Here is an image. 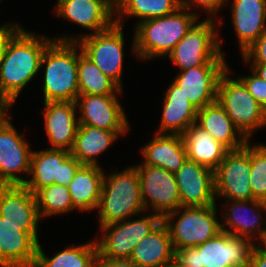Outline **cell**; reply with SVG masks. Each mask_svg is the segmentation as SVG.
Returning <instances> with one entry per match:
<instances>
[{"mask_svg": "<svg viewBox=\"0 0 266 267\" xmlns=\"http://www.w3.org/2000/svg\"><path fill=\"white\" fill-rule=\"evenodd\" d=\"M34 195L40 219L78 210L72 204L68 186L52 184L40 188Z\"/></svg>", "mask_w": 266, "mask_h": 267, "instance_id": "836d02e7", "label": "cell"}, {"mask_svg": "<svg viewBox=\"0 0 266 267\" xmlns=\"http://www.w3.org/2000/svg\"><path fill=\"white\" fill-rule=\"evenodd\" d=\"M99 226H105L145 212L139 174L134 166L106 175L98 204Z\"/></svg>", "mask_w": 266, "mask_h": 267, "instance_id": "277c9868", "label": "cell"}, {"mask_svg": "<svg viewBox=\"0 0 266 267\" xmlns=\"http://www.w3.org/2000/svg\"><path fill=\"white\" fill-rule=\"evenodd\" d=\"M53 40L23 27L10 39L0 62V100L9 109L40 71L43 53Z\"/></svg>", "mask_w": 266, "mask_h": 267, "instance_id": "6da1fadb", "label": "cell"}, {"mask_svg": "<svg viewBox=\"0 0 266 267\" xmlns=\"http://www.w3.org/2000/svg\"><path fill=\"white\" fill-rule=\"evenodd\" d=\"M229 67L221 75L216 101L225 109L241 134L251 141L252 133L266 126V110L239 79L230 78Z\"/></svg>", "mask_w": 266, "mask_h": 267, "instance_id": "ba28073f", "label": "cell"}, {"mask_svg": "<svg viewBox=\"0 0 266 267\" xmlns=\"http://www.w3.org/2000/svg\"><path fill=\"white\" fill-rule=\"evenodd\" d=\"M123 26L114 23L110 28L99 33H87L71 37L64 34L57 41H76L82 52L94 64L122 88V70L124 56Z\"/></svg>", "mask_w": 266, "mask_h": 267, "instance_id": "9c48e42d", "label": "cell"}, {"mask_svg": "<svg viewBox=\"0 0 266 267\" xmlns=\"http://www.w3.org/2000/svg\"><path fill=\"white\" fill-rule=\"evenodd\" d=\"M39 225H17L0 216V267H33Z\"/></svg>", "mask_w": 266, "mask_h": 267, "instance_id": "9a60e30c", "label": "cell"}, {"mask_svg": "<svg viewBox=\"0 0 266 267\" xmlns=\"http://www.w3.org/2000/svg\"><path fill=\"white\" fill-rule=\"evenodd\" d=\"M78 87L79 94L122 95V88L109 76L105 75L81 50L78 52Z\"/></svg>", "mask_w": 266, "mask_h": 267, "instance_id": "1f68e13d", "label": "cell"}, {"mask_svg": "<svg viewBox=\"0 0 266 267\" xmlns=\"http://www.w3.org/2000/svg\"><path fill=\"white\" fill-rule=\"evenodd\" d=\"M151 213L140 219L100 226L102 237L95 238L98 259H130L135 246L162 222L160 215Z\"/></svg>", "mask_w": 266, "mask_h": 267, "instance_id": "30bf717a", "label": "cell"}, {"mask_svg": "<svg viewBox=\"0 0 266 267\" xmlns=\"http://www.w3.org/2000/svg\"><path fill=\"white\" fill-rule=\"evenodd\" d=\"M126 133L128 131H108L90 125H79L70 154L82 165L100 166L97 162L98 155Z\"/></svg>", "mask_w": 266, "mask_h": 267, "instance_id": "83f0119b", "label": "cell"}, {"mask_svg": "<svg viewBox=\"0 0 266 267\" xmlns=\"http://www.w3.org/2000/svg\"><path fill=\"white\" fill-rule=\"evenodd\" d=\"M231 22L241 54L266 31V0L231 1Z\"/></svg>", "mask_w": 266, "mask_h": 267, "instance_id": "7402d4cb", "label": "cell"}, {"mask_svg": "<svg viewBox=\"0 0 266 267\" xmlns=\"http://www.w3.org/2000/svg\"><path fill=\"white\" fill-rule=\"evenodd\" d=\"M251 142L229 151L214 171L215 197L225 200L254 199L250 185Z\"/></svg>", "mask_w": 266, "mask_h": 267, "instance_id": "7c38bea8", "label": "cell"}, {"mask_svg": "<svg viewBox=\"0 0 266 267\" xmlns=\"http://www.w3.org/2000/svg\"><path fill=\"white\" fill-rule=\"evenodd\" d=\"M22 28L19 24L5 23L0 26V62L5 54L10 39Z\"/></svg>", "mask_w": 266, "mask_h": 267, "instance_id": "f35d334b", "label": "cell"}, {"mask_svg": "<svg viewBox=\"0 0 266 267\" xmlns=\"http://www.w3.org/2000/svg\"><path fill=\"white\" fill-rule=\"evenodd\" d=\"M251 76L238 77L247 87L248 92L266 110V81L251 70Z\"/></svg>", "mask_w": 266, "mask_h": 267, "instance_id": "d590c367", "label": "cell"}, {"mask_svg": "<svg viewBox=\"0 0 266 267\" xmlns=\"http://www.w3.org/2000/svg\"><path fill=\"white\" fill-rule=\"evenodd\" d=\"M116 95L79 94L76 99L80 125H90L108 131H128L129 120Z\"/></svg>", "mask_w": 266, "mask_h": 267, "instance_id": "2e32d148", "label": "cell"}, {"mask_svg": "<svg viewBox=\"0 0 266 267\" xmlns=\"http://www.w3.org/2000/svg\"><path fill=\"white\" fill-rule=\"evenodd\" d=\"M249 267H266V255L257 246L252 249L250 254Z\"/></svg>", "mask_w": 266, "mask_h": 267, "instance_id": "60d3db41", "label": "cell"}, {"mask_svg": "<svg viewBox=\"0 0 266 267\" xmlns=\"http://www.w3.org/2000/svg\"><path fill=\"white\" fill-rule=\"evenodd\" d=\"M196 124L229 151L239 150L248 142L217 101L198 110Z\"/></svg>", "mask_w": 266, "mask_h": 267, "instance_id": "d4e9b609", "label": "cell"}, {"mask_svg": "<svg viewBox=\"0 0 266 267\" xmlns=\"http://www.w3.org/2000/svg\"><path fill=\"white\" fill-rule=\"evenodd\" d=\"M141 184V200L145 211L152 208L153 213L162 218L182 207L179 190L173 173L162 167L138 164Z\"/></svg>", "mask_w": 266, "mask_h": 267, "instance_id": "5bb4252c", "label": "cell"}, {"mask_svg": "<svg viewBox=\"0 0 266 267\" xmlns=\"http://www.w3.org/2000/svg\"><path fill=\"white\" fill-rule=\"evenodd\" d=\"M228 65H201L180 71L173 80L199 110L216 102L218 83Z\"/></svg>", "mask_w": 266, "mask_h": 267, "instance_id": "d6986e66", "label": "cell"}, {"mask_svg": "<svg viewBox=\"0 0 266 267\" xmlns=\"http://www.w3.org/2000/svg\"><path fill=\"white\" fill-rule=\"evenodd\" d=\"M97 260L95 240L77 246L70 245L51 258L45 255L39 243L33 267H97Z\"/></svg>", "mask_w": 266, "mask_h": 267, "instance_id": "4dcf8cb0", "label": "cell"}, {"mask_svg": "<svg viewBox=\"0 0 266 267\" xmlns=\"http://www.w3.org/2000/svg\"><path fill=\"white\" fill-rule=\"evenodd\" d=\"M78 51L76 41L53 40L43 53L40 67L43 76L44 102H75L79 96Z\"/></svg>", "mask_w": 266, "mask_h": 267, "instance_id": "3957f363", "label": "cell"}, {"mask_svg": "<svg viewBox=\"0 0 266 267\" xmlns=\"http://www.w3.org/2000/svg\"><path fill=\"white\" fill-rule=\"evenodd\" d=\"M187 158L213 171L217 169L229 150L217 142L208 132L196 123L182 134Z\"/></svg>", "mask_w": 266, "mask_h": 267, "instance_id": "f546056e", "label": "cell"}, {"mask_svg": "<svg viewBox=\"0 0 266 267\" xmlns=\"http://www.w3.org/2000/svg\"><path fill=\"white\" fill-rule=\"evenodd\" d=\"M161 123L156 133L183 134L196 123L198 109L181 92L174 82L165 91Z\"/></svg>", "mask_w": 266, "mask_h": 267, "instance_id": "484cf974", "label": "cell"}, {"mask_svg": "<svg viewBox=\"0 0 266 267\" xmlns=\"http://www.w3.org/2000/svg\"><path fill=\"white\" fill-rule=\"evenodd\" d=\"M198 18L199 12L180 7L166 16L144 20L135 25L131 51L143 61L167 57Z\"/></svg>", "mask_w": 266, "mask_h": 267, "instance_id": "7a4b0ae2", "label": "cell"}, {"mask_svg": "<svg viewBox=\"0 0 266 267\" xmlns=\"http://www.w3.org/2000/svg\"><path fill=\"white\" fill-rule=\"evenodd\" d=\"M217 212L215 204L180 207L166 214L162 221L168 228L174 251L196 247L220 233L221 223L218 221Z\"/></svg>", "mask_w": 266, "mask_h": 267, "instance_id": "52a82bcc", "label": "cell"}, {"mask_svg": "<svg viewBox=\"0 0 266 267\" xmlns=\"http://www.w3.org/2000/svg\"><path fill=\"white\" fill-rule=\"evenodd\" d=\"M174 257L170 233L162 221L135 246L130 259L139 267H164Z\"/></svg>", "mask_w": 266, "mask_h": 267, "instance_id": "4316f807", "label": "cell"}, {"mask_svg": "<svg viewBox=\"0 0 266 267\" xmlns=\"http://www.w3.org/2000/svg\"><path fill=\"white\" fill-rule=\"evenodd\" d=\"M242 58L246 64H266V31L242 53Z\"/></svg>", "mask_w": 266, "mask_h": 267, "instance_id": "8d00e7d4", "label": "cell"}, {"mask_svg": "<svg viewBox=\"0 0 266 267\" xmlns=\"http://www.w3.org/2000/svg\"><path fill=\"white\" fill-rule=\"evenodd\" d=\"M260 242H261L260 244H262L263 246L262 247H261V245L258 246L259 244H256V246L263 254L266 255V236L264 238H262L260 240Z\"/></svg>", "mask_w": 266, "mask_h": 267, "instance_id": "ee69618b", "label": "cell"}, {"mask_svg": "<svg viewBox=\"0 0 266 267\" xmlns=\"http://www.w3.org/2000/svg\"><path fill=\"white\" fill-rule=\"evenodd\" d=\"M256 246L249 239L224 231L196 247L175 251V258L186 267H249Z\"/></svg>", "mask_w": 266, "mask_h": 267, "instance_id": "5b68a950", "label": "cell"}, {"mask_svg": "<svg viewBox=\"0 0 266 267\" xmlns=\"http://www.w3.org/2000/svg\"><path fill=\"white\" fill-rule=\"evenodd\" d=\"M0 216L17 225H38L35 195L24 185H0Z\"/></svg>", "mask_w": 266, "mask_h": 267, "instance_id": "cb8c5ba5", "label": "cell"}, {"mask_svg": "<svg viewBox=\"0 0 266 267\" xmlns=\"http://www.w3.org/2000/svg\"><path fill=\"white\" fill-rule=\"evenodd\" d=\"M174 176L182 207L216 204L213 170L187 159Z\"/></svg>", "mask_w": 266, "mask_h": 267, "instance_id": "ac0fdd59", "label": "cell"}, {"mask_svg": "<svg viewBox=\"0 0 266 267\" xmlns=\"http://www.w3.org/2000/svg\"><path fill=\"white\" fill-rule=\"evenodd\" d=\"M97 267H139L131 259H98Z\"/></svg>", "mask_w": 266, "mask_h": 267, "instance_id": "ab89813d", "label": "cell"}, {"mask_svg": "<svg viewBox=\"0 0 266 267\" xmlns=\"http://www.w3.org/2000/svg\"><path fill=\"white\" fill-rule=\"evenodd\" d=\"M179 8V0H119L115 9V23L124 26L122 19L133 16L139 18L138 24L147 19L166 16Z\"/></svg>", "mask_w": 266, "mask_h": 267, "instance_id": "d6a6232c", "label": "cell"}, {"mask_svg": "<svg viewBox=\"0 0 266 267\" xmlns=\"http://www.w3.org/2000/svg\"><path fill=\"white\" fill-rule=\"evenodd\" d=\"M56 17L76 23L91 32L107 30L115 23V9L106 0H57Z\"/></svg>", "mask_w": 266, "mask_h": 267, "instance_id": "ffe728a7", "label": "cell"}, {"mask_svg": "<svg viewBox=\"0 0 266 267\" xmlns=\"http://www.w3.org/2000/svg\"><path fill=\"white\" fill-rule=\"evenodd\" d=\"M8 115L7 111L0 118V185H23L26 180L19 176L29 174L33 151Z\"/></svg>", "mask_w": 266, "mask_h": 267, "instance_id": "4fadbf2b", "label": "cell"}, {"mask_svg": "<svg viewBox=\"0 0 266 267\" xmlns=\"http://www.w3.org/2000/svg\"><path fill=\"white\" fill-rule=\"evenodd\" d=\"M228 0H179V5L182 8H185L190 11L193 10L192 7L196 6V8H204V10L214 18V15H217L218 11L223 8Z\"/></svg>", "mask_w": 266, "mask_h": 267, "instance_id": "74e56055", "label": "cell"}, {"mask_svg": "<svg viewBox=\"0 0 266 267\" xmlns=\"http://www.w3.org/2000/svg\"><path fill=\"white\" fill-rule=\"evenodd\" d=\"M76 108V102H44L45 132L50 149H72L80 125Z\"/></svg>", "mask_w": 266, "mask_h": 267, "instance_id": "44dd1931", "label": "cell"}, {"mask_svg": "<svg viewBox=\"0 0 266 267\" xmlns=\"http://www.w3.org/2000/svg\"><path fill=\"white\" fill-rule=\"evenodd\" d=\"M249 182L254 199L266 202V144L251 145Z\"/></svg>", "mask_w": 266, "mask_h": 267, "instance_id": "e575fe53", "label": "cell"}, {"mask_svg": "<svg viewBox=\"0 0 266 267\" xmlns=\"http://www.w3.org/2000/svg\"><path fill=\"white\" fill-rule=\"evenodd\" d=\"M8 110H10L1 100H0V118L6 113Z\"/></svg>", "mask_w": 266, "mask_h": 267, "instance_id": "f6af8a7d", "label": "cell"}, {"mask_svg": "<svg viewBox=\"0 0 266 267\" xmlns=\"http://www.w3.org/2000/svg\"><path fill=\"white\" fill-rule=\"evenodd\" d=\"M251 69L255 74H257L261 79L266 81V64H249Z\"/></svg>", "mask_w": 266, "mask_h": 267, "instance_id": "b9f144b4", "label": "cell"}, {"mask_svg": "<svg viewBox=\"0 0 266 267\" xmlns=\"http://www.w3.org/2000/svg\"><path fill=\"white\" fill-rule=\"evenodd\" d=\"M81 166L68 150L49 148L33 151L29 172L31 178L23 185L33 194L52 184L68 186Z\"/></svg>", "mask_w": 266, "mask_h": 267, "instance_id": "8fae6325", "label": "cell"}, {"mask_svg": "<svg viewBox=\"0 0 266 267\" xmlns=\"http://www.w3.org/2000/svg\"><path fill=\"white\" fill-rule=\"evenodd\" d=\"M164 267H186L181 262H179L175 257L167 263Z\"/></svg>", "mask_w": 266, "mask_h": 267, "instance_id": "7bdbcfd3", "label": "cell"}, {"mask_svg": "<svg viewBox=\"0 0 266 267\" xmlns=\"http://www.w3.org/2000/svg\"><path fill=\"white\" fill-rule=\"evenodd\" d=\"M215 18L197 21L176 44L167 58L180 71L201 65H228L221 50V40Z\"/></svg>", "mask_w": 266, "mask_h": 267, "instance_id": "8992f818", "label": "cell"}, {"mask_svg": "<svg viewBox=\"0 0 266 267\" xmlns=\"http://www.w3.org/2000/svg\"><path fill=\"white\" fill-rule=\"evenodd\" d=\"M114 9L119 5V0H106Z\"/></svg>", "mask_w": 266, "mask_h": 267, "instance_id": "bcb514c9", "label": "cell"}, {"mask_svg": "<svg viewBox=\"0 0 266 267\" xmlns=\"http://www.w3.org/2000/svg\"><path fill=\"white\" fill-rule=\"evenodd\" d=\"M102 166L82 165L68 185L72 204L80 211L97 210L104 178Z\"/></svg>", "mask_w": 266, "mask_h": 267, "instance_id": "f1b7e54d", "label": "cell"}, {"mask_svg": "<svg viewBox=\"0 0 266 267\" xmlns=\"http://www.w3.org/2000/svg\"><path fill=\"white\" fill-rule=\"evenodd\" d=\"M226 202L222 205L225 209L222 214L224 221L221 223V231L249 239L255 244V240H261L266 236V218L262 220L264 217L262 218L260 213L262 210L266 212V202L255 199ZM228 205L230 208L226 209Z\"/></svg>", "mask_w": 266, "mask_h": 267, "instance_id": "e0dca14e", "label": "cell"}, {"mask_svg": "<svg viewBox=\"0 0 266 267\" xmlns=\"http://www.w3.org/2000/svg\"><path fill=\"white\" fill-rule=\"evenodd\" d=\"M156 136L142 147L143 163L162 167L175 174L186 162L187 153L181 134L155 133Z\"/></svg>", "mask_w": 266, "mask_h": 267, "instance_id": "603a6c76", "label": "cell"}]
</instances>
